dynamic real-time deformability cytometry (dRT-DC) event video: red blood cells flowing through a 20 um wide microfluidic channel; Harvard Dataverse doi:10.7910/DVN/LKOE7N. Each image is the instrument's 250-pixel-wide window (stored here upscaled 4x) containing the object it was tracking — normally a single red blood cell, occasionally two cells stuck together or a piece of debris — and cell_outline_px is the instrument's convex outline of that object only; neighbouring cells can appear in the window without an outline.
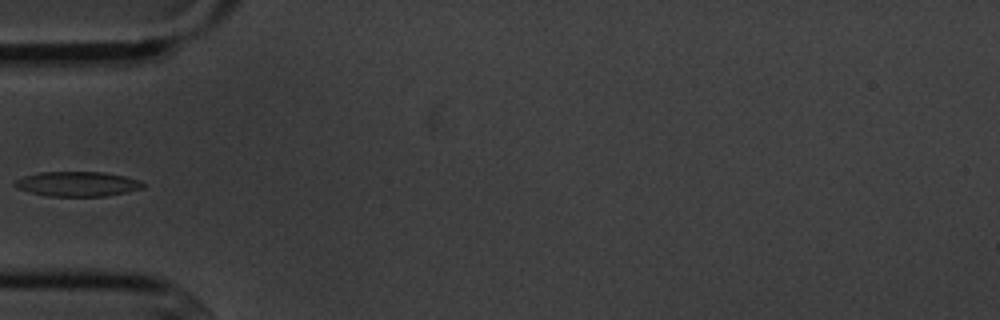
{"species": "common noctule bat (a hibernating species)", "species_latin": "Nyctalus noctula", "temperature_condition": "cold", "stored_images_in_passage": 7, "camera_frame_rate_fps": 3000, "um_per_image_px": 0.085, "animal": {"sex": "male", "body_mass_g": 20.1, "forearm_length_mm": 53.5}, "frame": {"image": 1, "passage_image": 6, "time_ms": 6.0, "image_size_px": [1000, 320], "cell_outline_px": [[144, 188], [104, 196], [48, 196], [28, 192], [16, 188], [12, 184], [16, 180], [24, 176], [40, 172], [104, 172], [124, 176], [140, 180], [144, 184]], "centroid_in_image_um": [6.55, 15.63], "position_along_channel_um": 78.5, "area_um2": 18.5}}
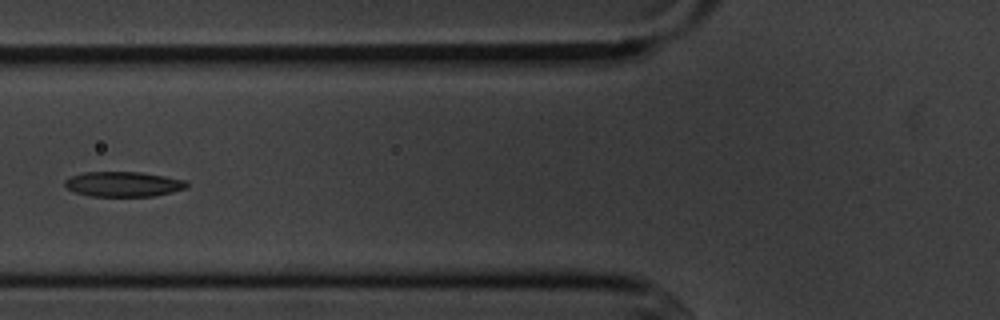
{"frame": {"image": 2, "passage_image": 7, "time_ms": 7.0, "image_size_px": [1000, 320], "cell_outline_px": [[188, 188], [152, 196], [88, 196], [76, 192], [68, 188], [64, 184], [64, 180], [72, 176], [84, 172], [140, 172], [164, 176], [184, 180], [188, 184]], "centroid_in_image_um": [10.47, 15.65], "position_along_channel_um": 115.3, "area_um2": 17.63}}